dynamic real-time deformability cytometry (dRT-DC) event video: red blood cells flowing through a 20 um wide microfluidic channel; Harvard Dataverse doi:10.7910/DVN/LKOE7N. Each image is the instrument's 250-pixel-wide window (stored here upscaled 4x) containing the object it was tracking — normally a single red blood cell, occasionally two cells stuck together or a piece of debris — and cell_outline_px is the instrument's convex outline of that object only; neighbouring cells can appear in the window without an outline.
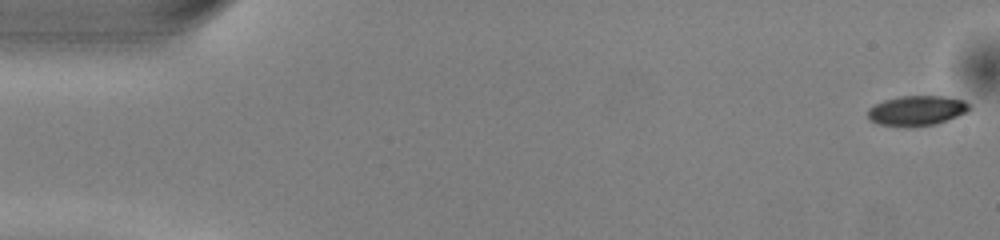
{"species": "common noctule bat (a hibernating species)", "species_latin": "Nyctalus noctula", "temperature_condition": "warm", "stored_images_in_passage": 51, "camera_frame_rate_fps": 3000, "um_per_image_px": 0.085, "animal": {"sex": "male", "body_mass_g": 13.0, "forearm_length_mm": 53.1}, "frame": {"image": 1, "passage_image": 1, "time_ms": 0.0, "image_size_px": [1000, 240], "cell_outline_px": [[968, 108], [964, 112], [956, 116], [936, 124], [880, 124], [868, 120], [868, 108], [884, 100], [900, 96], [944, 96], [964, 100], [968, 104]], "centroid_in_image_um": [77.89, 9.35], "position_along_channel_um": 7.1, "area_um2": 16.88}}
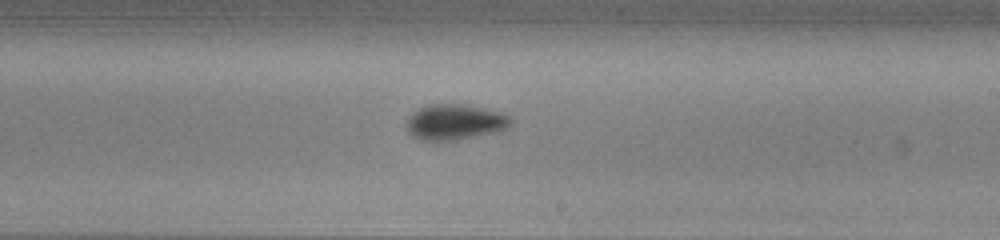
{"frame": {"image": 2, "passage_image": 30, "time_ms": 9.667, "image_size_px": [1000, 240], "cell_outline_px": [[512, 120], [500, 132], [460, 140], [420, 140], [412, 136], [404, 128], [404, 124], [412, 112], [420, 108], [432, 104], [464, 104], [500, 112], [512, 116]], "centroid_in_image_um": [38.64, 10.39], "position_along_channel_um": 250.4, "area_um2": 21.91}}
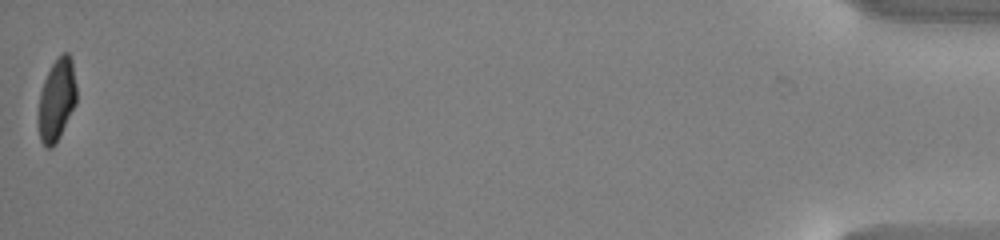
{"frame": {"image": 3, "passage_image": 51, "time_ms": 16.667, "image_size_px": [1000, 240], "cell_outline_px": [[76, 104], [56, 144], [52, 148], [48, 148], [40, 140], [36, 120], [40, 92], [44, 80], [52, 64], [64, 52], [68, 52], [72, 60], [76, 84]], "centroid_in_image_um": [4.8, 8.53], "position_along_channel_um": 430.4, "area_um2": 18.55}, "authors_computed_cell_mechanics": {"area_um2": 19.4786, "velocity_mm_per_s": 4.0421, "shape_relaxation_time_tau1_ms": 2.7978, "shape_relaxation_time_tau2_ms": 3.1826, "deformation_change_tau1": 0.1403, "deformation_change_tau2": 0.076}}